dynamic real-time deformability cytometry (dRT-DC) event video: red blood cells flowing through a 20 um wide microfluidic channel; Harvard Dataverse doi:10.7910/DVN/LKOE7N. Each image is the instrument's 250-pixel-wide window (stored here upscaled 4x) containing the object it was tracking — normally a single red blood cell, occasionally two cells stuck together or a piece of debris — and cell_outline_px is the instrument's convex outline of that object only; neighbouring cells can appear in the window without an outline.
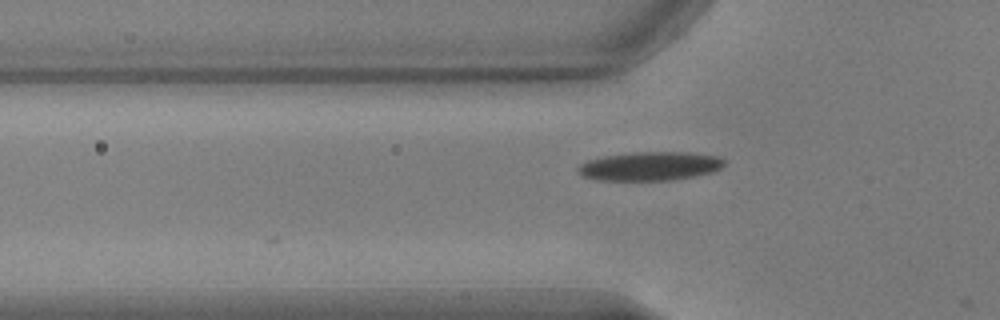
{"species": "common noctule bat (a hibernating species)", "species_latin": "Nyctalus noctula", "temperature_condition": "warm", "stored_images_in_passage": 6, "camera_frame_rate_fps": 3000, "um_per_image_px": 0.085, "animal": {"sex": "male", "body_mass_g": 17.9, "forearm_length_mm": 54.2}, "frame": {"image": 1, "passage_image": 5, "time_ms": 1.333, "image_size_px": [1000, 320], "cell_outline_px": [[724, 164], [720, 168], [712, 172], [696, 176], [672, 180], [600, 180], [580, 176], [576, 172], [576, 168], [584, 160], [600, 156], [632, 152], [688, 152], [716, 156], [724, 160]], "centroid_in_image_um": [55.16, 14.12], "position_along_channel_um": 70.6, "area_um2": 24.85}}